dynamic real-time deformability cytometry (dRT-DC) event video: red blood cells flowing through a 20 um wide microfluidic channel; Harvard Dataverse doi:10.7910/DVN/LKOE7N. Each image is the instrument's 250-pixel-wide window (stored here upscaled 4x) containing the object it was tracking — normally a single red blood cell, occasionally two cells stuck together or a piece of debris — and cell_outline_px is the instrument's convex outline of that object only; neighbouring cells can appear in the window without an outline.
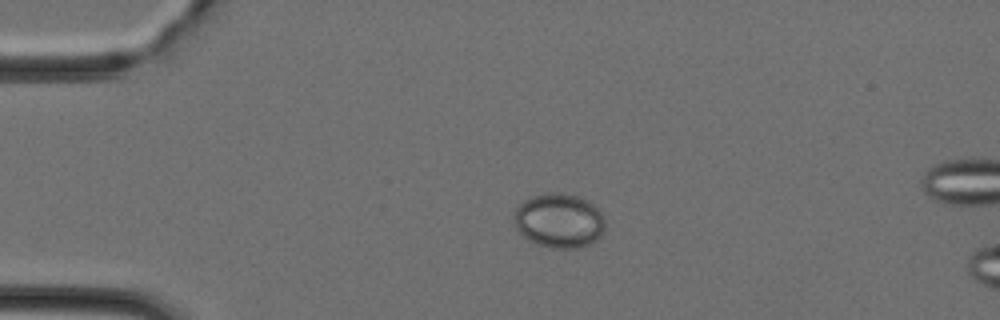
{"species": "Egyptian fruit bat (a non-hibernating species)", "species_latin": "Rousettus aegyptiacus", "temperature_condition": "cold", "stored_images_in_passage": 44, "camera_frame_rate_fps": 3000, "um_per_image_px": 0.085, "animal": {"sex": "female"}, "frame": {"image": 1, "passage_image": 9, "time_ms": 2.667, "image_size_px": [1000, 320], "cell_outline_px": [[604, 228], [600, 236], [596, 240], [580, 248], [552, 248], [540, 244], [524, 236], [516, 228], [516, 208], [524, 200], [532, 196], [548, 192], [552, 192], [580, 196], [592, 204], [604, 216]], "centroid_in_image_um": [47.55, 18.74], "position_along_channel_um": 37.4, "area_um2": 28.44}}
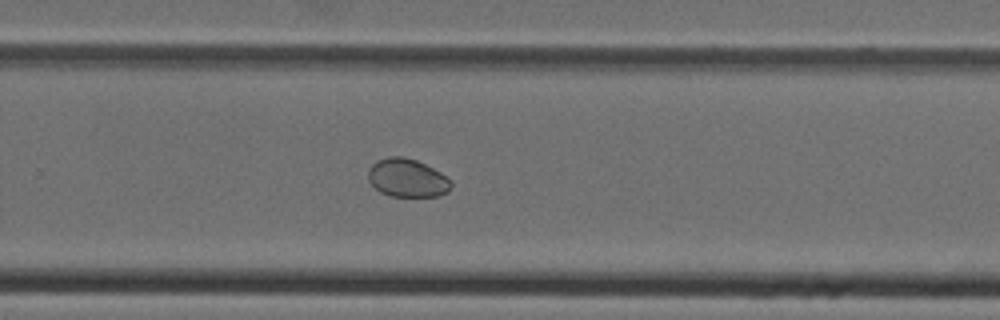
{"frame": {"image": 2, "passage_image": 29, "time_ms": 9.333, "image_size_px": [1000, 320], "cell_outline_px": [[452, 188], [448, 192], [436, 196], [388, 196], [380, 192], [368, 180], [368, 168], [376, 160], [388, 156], [404, 156], [416, 160], [440, 172], [452, 180]], "centroid_in_image_um": [34.61, 15.12], "position_along_channel_um": 295.2, "area_um2": 18.67}}
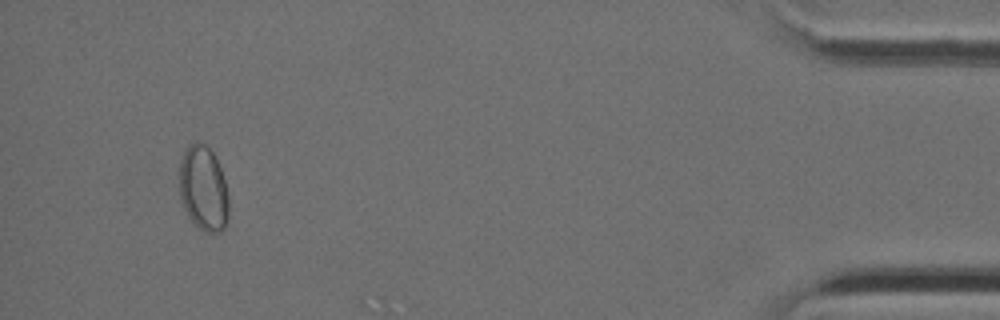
{"frame": {"image": 3, "passage_image": 42, "time_ms": 13.667, "image_size_px": [1000, 320], "cell_outline_px": [[228, 220], [224, 228], [220, 232], [204, 232], [188, 216], [180, 200], [180, 160], [188, 144], [192, 140], [196, 140], [204, 144], [212, 152], [220, 168], [224, 180], [228, 196]], "centroid_in_image_um": [17.28, 16.01], "position_along_channel_um": 417.9, "area_um2": 24.45}}